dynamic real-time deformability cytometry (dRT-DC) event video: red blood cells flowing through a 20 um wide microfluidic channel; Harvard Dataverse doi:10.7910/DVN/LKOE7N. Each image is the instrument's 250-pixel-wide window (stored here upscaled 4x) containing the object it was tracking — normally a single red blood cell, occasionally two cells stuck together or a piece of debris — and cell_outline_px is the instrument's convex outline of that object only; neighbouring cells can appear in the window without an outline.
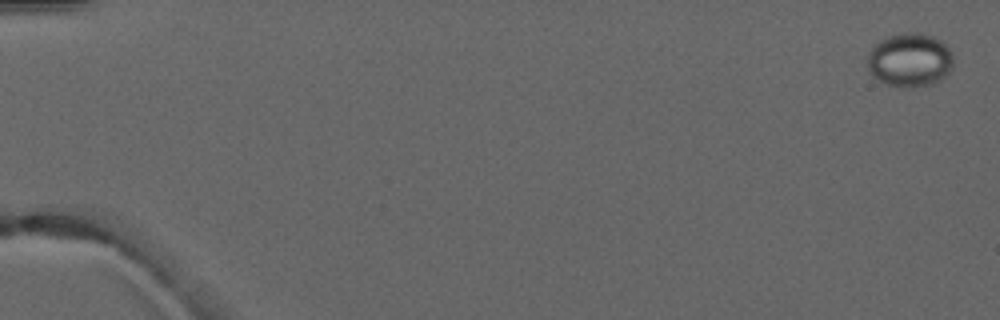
{"species": "common noctule bat (a hibernating species)", "species_latin": "Nyctalus noctula", "temperature_condition": "warm", "stored_images_in_passage": 3, "camera_frame_rate_fps": 3000, "um_per_image_px": 0.085, "animal": {"sex": "male", "forearm_length_mm": 52.5}, "frame": {"image": 1, "passage_image": 1, "time_ms": 0.0, "image_size_px": [1000, 320], "cell_outline_px": [[952, 68], [948, 76], [936, 84], [912, 88], [900, 88], [876, 80], [872, 76], [868, 68], [868, 52], [880, 40], [888, 36], [908, 32], [916, 32], [932, 36], [940, 40], [952, 52]], "centroid_in_image_um": [77.35, 5.14], "position_along_channel_um": 7.7, "area_um2": 27.4}}